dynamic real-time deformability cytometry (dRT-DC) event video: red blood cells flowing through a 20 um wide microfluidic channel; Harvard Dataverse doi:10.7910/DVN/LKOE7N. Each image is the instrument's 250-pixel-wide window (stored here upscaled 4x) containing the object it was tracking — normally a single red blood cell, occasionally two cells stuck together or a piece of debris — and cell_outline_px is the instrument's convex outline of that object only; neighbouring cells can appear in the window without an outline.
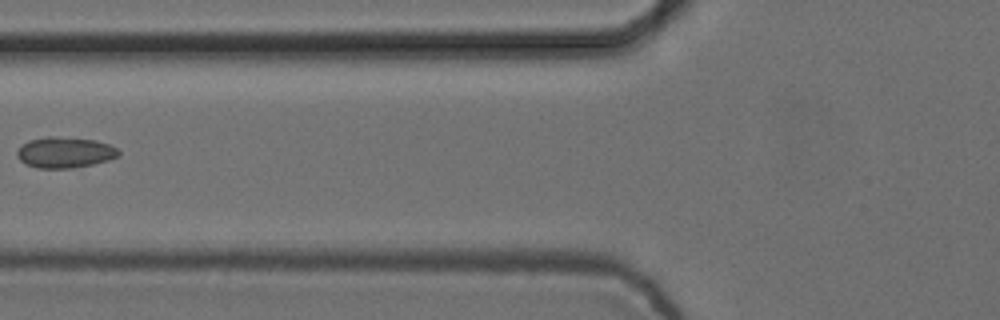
{"species": "common noctule bat (a hibernating species)", "species_latin": "Nyctalus noctula", "temperature_condition": "cold", "stored_images_in_passage": 8, "camera_frame_rate_fps": 3000, "um_per_image_px": 0.085, "animal": {"sex": "female", "body_mass_g": 24.6, "forearm_length_mm": 56.2}, "frame": {"image": 1, "passage_image": 7, "time_ms": 2.0, "image_size_px": [1000, 320], "cell_outline_px": [[120, 156], [108, 160], [92, 164], [72, 168], [36, 168], [20, 160], [16, 156], [16, 152], [28, 140], [48, 136], [56, 136], [96, 140], [108, 144], [116, 148], [120, 152]], "centroid_in_image_um": [5.52, 12.95], "position_along_channel_um": 120.3, "area_um2": 18.21}}
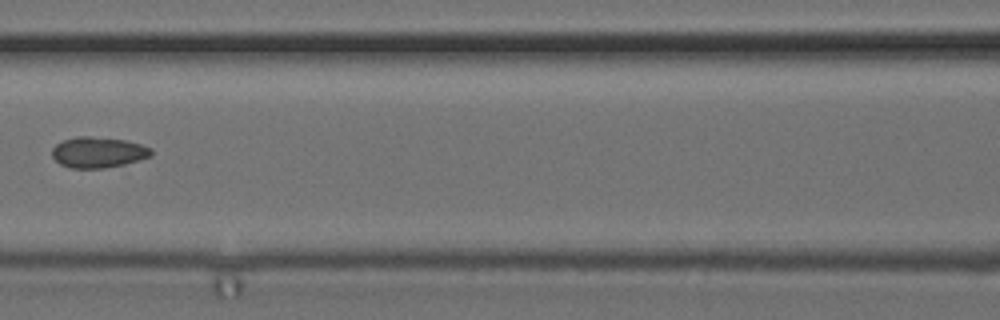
{"frame": {"image": 2, "passage_image": 8, "time_ms": 2.333, "image_size_px": [1000, 320], "cell_outline_px": [[152, 156], [124, 164], [104, 168], [72, 168], [60, 164], [52, 156], [52, 148], [56, 144], [64, 140], [76, 136], [88, 136], [124, 140], [140, 144], [152, 148]], "centroid_in_image_um": [8.34, 12.94], "position_along_channel_um": 158.3, "area_um2": 17.69}}